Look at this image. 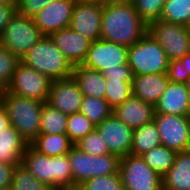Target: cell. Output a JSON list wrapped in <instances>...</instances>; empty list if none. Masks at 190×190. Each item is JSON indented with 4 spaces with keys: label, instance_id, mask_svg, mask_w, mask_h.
Masks as SVG:
<instances>
[{
    "label": "cell",
    "instance_id": "obj_1",
    "mask_svg": "<svg viewBox=\"0 0 190 190\" xmlns=\"http://www.w3.org/2000/svg\"><path fill=\"white\" fill-rule=\"evenodd\" d=\"M148 32L131 1L111 0L103 4L100 39L132 46Z\"/></svg>",
    "mask_w": 190,
    "mask_h": 190
},
{
    "label": "cell",
    "instance_id": "obj_2",
    "mask_svg": "<svg viewBox=\"0 0 190 190\" xmlns=\"http://www.w3.org/2000/svg\"><path fill=\"white\" fill-rule=\"evenodd\" d=\"M22 164L37 180L53 190L74 186L68 154L50 157L29 144L23 154Z\"/></svg>",
    "mask_w": 190,
    "mask_h": 190
},
{
    "label": "cell",
    "instance_id": "obj_3",
    "mask_svg": "<svg viewBox=\"0 0 190 190\" xmlns=\"http://www.w3.org/2000/svg\"><path fill=\"white\" fill-rule=\"evenodd\" d=\"M0 102L11 125L30 144L40 134L42 108L45 102L1 91Z\"/></svg>",
    "mask_w": 190,
    "mask_h": 190
},
{
    "label": "cell",
    "instance_id": "obj_4",
    "mask_svg": "<svg viewBox=\"0 0 190 190\" xmlns=\"http://www.w3.org/2000/svg\"><path fill=\"white\" fill-rule=\"evenodd\" d=\"M20 60L51 81L72 77L73 65L48 35H44Z\"/></svg>",
    "mask_w": 190,
    "mask_h": 190
},
{
    "label": "cell",
    "instance_id": "obj_5",
    "mask_svg": "<svg viewBox=\"0 0 190 190\" xmlns=\"http://www.w3.org/2000/svg\"><path fill=\"white\" fill-rule=\"evenodd\" d=\"M133 76L167 73L169 60L159 43L147 32L128 48Z\"/></svg>",
    "mask_w": 190,
    "mask_h": 190
},
{
    "label": "cell",
    "instance_id": "obj_6",
    "mask_svg": "<svg viewBox=\"0 0 190 190\" xmlns=\"http://www.w3.org/2000/svg\"><path fill=\"white\" fill-rule=\"evenodd\" d=\"M74 185L85 180L119 172L120 157L116 154L93 156L73 145L68 153Z\"/></svg>",
    "mask_w": 190,
    "mask_h": 190
},
{
    "label": "cell",
    "instance_id": "obj_7",
    "mask_svg": "<svg viewBox=\"0 0 190 190\" xmlns=\"http://www.w3.org/2000/svg\"><path fill=\"white\" fill-rule=\"evenodd\" d=\"M43 36L33 18L16 13L0 34V45L21 59Z\"/></svg>",
    "mask_w": 190,
    "mask_h": 190
},
{
    "label": "cell",
    "instance_id": "obj_8",
    "mask_svg": "<svg viewBox=\"0 0 190 190\" xmlns=\"http://www.w3.org/2000/svg\"><path fill=\"white\" fill-rule=\"evenodd\" d=\"M148 33L163 48L169 61L190 53V31L187 26L159 19L148 24Z\"/></svg>",
    "mask_w": 190,
    "mask_h": 190
},
{
    "label": "cell",
    "instance_id": "obj_9",
    "mask_svg": "<svg viewBox=\"0 0 190 190\" xmlns=\"http://www.w3.org/2000/svg\"><path fill=\"white\" fill-rule=\"evenodd\" d=\"M119 173L125 190H162V176L141 156L128 154L121 157Z\"/></svg>",
    "mask_w": 190,
    "mask_h": 190
},
{
    "label": "cell",
    "instance_id": "obj_10",
    "mask_svg": "<svg viewBox=\"0 0 190 190\" xmlns=\"http://www.w3.org/2000/svg\"><path fill=\"white\" fill-rule=\"evenodd\" d=\"M51 83L48 77L20 61L6 91L17 96L47 102Z\"/></svg>",
    "mask_w": 190,
    "mask_h": 190
},
{
    "label": "cell",
    "instance_id": "obj_11",
    "mask_svg": "<svg viewBox=\"0 0 190 190\" xmlns=\"http://www.w3.org/2000/svg\"><path fill=\"white\" fill-rule=\"evenodd\" d=\"M128 46L103 39L92 41L81 65L102 72L128 63Z\"/></svg>",
    "mask_w": 190,
    "mask_h": 190
},
{
    "label": "cell",
    "instance_id": "obj_12",
    "mask_svg": "<svg viewBox=\"0 0 190 190\" xmlns=\"http://www.w3.org/2000/svg\"><path fill=\"white\" fill-rule=\"evenodd\" d=\"M153 121L163 146L177 153L186 150L190 133V119L187 116L154 114Z\"/></svg>",
    "mask_w": 190,
    "mask_h": 190
},
{
    "label": "cell",
    "instance_id": "obj_13",
    "mask_svg": "<svg viewBox=\"0 0 190 190\" xmlns=\"http://www.w3.org/2000/svg\"><path fill=\"white\" fill-rule=\"evenodd\" d=\"M103 4L77 2L72 9L70 28L91 41L100 39Z\"/></svg>",
    "mask_w": 190,
    "mask_h": 190
},
{
    "label": "cell",
    "instance_id": "obj_14",
    "mask_svg": "<svg viewBox=\"0 0 190 190\" xmlns=\"http://www.w3.org/2000/svg\"><path fill=\"white\" fill-rule=\"evenodd\" d=\"M109 152L120 158L131 154L133 130L113 114L96 126Z\"/></svg>",
    "mask_w": 190,
    "mask_h": 190
},
{
    "label": "cell",
    "instance_id": "obj_15",
    "mask_svg": "<svg viewBox=\"0 0 190 190\" xmlns=\"http://www.w3.org/2000/svg\"><path fill=\"white\" fill-rule=\"evenodd\" d=\"M75 3L76 0H54L47 4L33 17L40 32L49 36L53 32L69 27Z\"/></svg>",
    "mask_w": 190,
    "mask_h": 190
},
{
    "label": "cell",
    "instance_id": "obj_16",
    "mask_svg": "<svg viewBox=\"0 0 190 190\" xmlns=\"http://www.w3.org/2000/svg\"><path fill=\"white\" fill-rule=\"evenodd\" d=\"M83 94L73 77L52 81L47 103L65 115L80 112Z\"/></svg>",
    "mask_w": 190,
    "mask_h": 190
},
{
    "label": "cell",
    "instance_id": "obj_17",
    "mask_svg": "<svg viewBox=\"0 0 190 190\" xmlns=\"http://www.w3.org/2000/svg\"><path fill=\"white\" fill-rule=\"evenodd\" d=\"M49 36L72 65L83 63L92 42L90 39L70 27L62 28Z\"/></svg>",
    "mask_w": 190,
    "mask_h": 190
},
{
    "label": "cell",
    "instance_id": "obj_18",
    "mask_svg": "<svg viewBox=\"0 0 190 190\" xmlns=\"http://www.w3.org/2000/svg\"><path fill=\"white\" fill-rule=\"evenodd\" d=\"M155 114L154 106L131 95L123 104L113 109V115L120 119L132 130L153 121Z\"/></svg>",
    "mask_w": 190,
    "mask_h": 190
},
{
    "label": "cell",
    "instance_id": "obj_19",
    "mask_svg": "<svg viewBox=\"0 0 190 190\" xmlns=\"http://www.w3.org/2000/svg\"><path fill=\"white\" fill-rule=\"evenodd\" d=\"M169 82L167 73L133 76L132 95L155 106Z\"/></svg>",
    "mask_w": 190,
    "mask_h": 190
},
{
    "label": "cell",
    "instance_id": "obj_20",
    "mask_svg": "<svg viewBox=\"0 0 190 190\" xmlns=\"http://www.w3.org/2000/svg\"><path fill=\"white\" fill-rule=\"evenodd\" d=\"M189 94L186 84L170 81L166 91L154 106L155 114L187 116Z\"/></svg>",
    "mask_w": 190,
    "mask_h": 190
},
{
    "label": "cell",
    "instance_id": "obj_21",
    "mask_svg": "<svg viewBox=\"0 0 190 190\" xmlns=\"http://www.w3.org/2000/svg\"><path fill=\"white\" fill-rule=\"evenodd\" d=\"M28 145L26 140L12 125L1 130L0 163L11 164L13 166L22 164L23 154Z\"/></svg>",
    "mask_w": 190,
    "mask_h": 190
},
{
    "label": "cell",
    "instance_id": "obj_22",
    "mask_svg": "<svg viewBox=\"0 0 190 190\" xmlns=\"http://www.w3.org/2000/svg\"><path fill=\"white\" fill-rule=\"evenodd\" d=\"M72 77L84 96L105 99L106 80L101 72L77 64L73 65Z\"/></svg>",
    "mask_w": 190,
    "mask_h": 190
},
{
    "label": "cell",
    "instance_id": "obj_23",
    "mask_svg": "<svg viewBox=\"0 0 190 190\" xmlns=\"http://www.w3.org/2000/svg\"><path fill=\"white\" fill-rule=\"evenodd\" d=\"M162 190H190V153H177L174 164L162 177Z\"/></svg>",
    "mask_w": 190,
    "mask_h": 190
},
{
    "label": "cell",
    "instance_id": "obj_24",
    "mask_svg": "<svg viewBox=\"0 0 190 190\" xmlns=\"http://www.w3.org/2000/svg\"><path fill=\"white\" fill-rule=\"evenodd\" d=\"M30 145L47 156H63L74 145L66 134H39Z\"/></svg>",
    "mask_w": 190,
    "mask_h": 190
},
{
    "label": "cell",
    "instance_id": "obj_25",
    "mask_svg": "<svg viewBox=\"0 0 190 190\" xmlns=\"http://www.w3.org/2000/svg\"><path fill=\"white\" fill-rule=\"evenodd\" d=\"M161 145L159 131L154 121L133 130L131 154L141 156Z\"/></svg>",
    "mask_w": 190,
    "mask_h": 190
},
{
    "label": "cell",
    "instance_id": "obj_26",
    "mask_svg": "<svg viewBox=\"0 0 190 190\" xmlns=\"http://www.w3.org/2000/svg\"><path fill=\"white\" fill-rule=\"evenodd\" d=\"M176 155V151L161 144L145 152L141 157L151 169L163 177L174 164Z\"/></svg>",
    "mask_w": 190,
    "mask_h": 190
},
{
    "label": "cell",
    "instance_id": "obj_27",
    "mask_svg": "<svg viewBox=\"0 0 190 190\" xmlns=\"http://www.w3.org/2000/svg\"><path fill=\"white\" fill-rule=\"evenodd\" d=\"M68 116L44 103L41 113L40 134H66Z\"/></svg>",
    "mask_w": 190,
    "mask_h": 190
},
{
    "label": "cell",
    "instance_id": "obj_28",
    "mask_svg": "<svg viewBox=\"0 0 190 190\" xmlns=\"http://www.w3.org/2000/svg\"><path fill=\"white\" fill-rule=\"evenodd\" d=\"M80 112L97 126L113 114V108L105 99L83 96Z\"/></svg>",
    "mask_w": 190,
    "mask_h": 190
},
{
    "label": "cell",
    "instance_id": "obj_29",
    "mask_svg": "<svg viewBox=\"0 0 190 190\" xmlns=\"http://www.w3.org/2000/svg\"><path fill=\"white\" fill-rule=\"evenodd\" d=\"M160 20L188 26L190 23V0H166Z\"/></svg>",
    "mask_w": 190,
    "mask_h": 190
},
{
    "label": "cell",
    "instance_id": "obj_30",
    "mask_svg": "<svg viewBox=\"0 0 190 190\" xmlns=\"http://www.w3.org/2000/svg\"><path fill=\"white\" fill-rule=\"evenodd\" d=\"M12 190H53L47 184L37 180L23 165L14 167L11 181Z\"/></svg>",
    "mask_w": 190,
    "mask_h": 190
},
{
    "label": "cell",
    "instance_id": "obj_31",
    "mask_svg": "<svg viewBox=\"0 0 190 190\" xmlns=\"http://www.w3.org/2000/svg\"><path fill=\"white\" fill-rule=\"evenodd\" d=\"M95 129L96 126L81 112L68 115L66 135L73 144L77 143Z\"/></svg>",
    "mask_w": 190,
    "mask_h": 190
},
{
    "label": "cell",
    "instance_id": "obj_32",
    "mask_svg": "<svg viewBox=\"0 0 190 190\" xmlns=\"http://www.w3.org/2000/svg\"><path fill=\"white\" fill-rule=\"evenodd\" d=\"M132 95V81L106 80L105 100L114 109Z\"/></svg>",
    "mask_w": 190,
    "mask_h": 190
},
{
    "label": "cell",
    "instance_id": "obj_33",
    "mask_svg": "<svg viewBox=\"0 0 190 190\" xmlns=\"http://www.w3.org/2000/svg\"><path fill=\"white\" fill-rule=\"evenodd\" d=\"M21 60L10 50L0 45V90L9 86L18 63Z\"/></svg>",
    "mask_w": 190,
    "mask_h": 190
},
{
    "label": "cell",
    "instance_id": "obj_34",
    "mask_svg": "<svg viewBox=\"0 0 190 190\" xmlns=\"http://www.w3.org/2000/svg\"><path fill=\"white\" fill-rule=\"evenodd\" d=\"M140 18L148 25L159 20L166 0H131Z\"/></svg>",
    "mask_w": 190,
    "mask_h": 190
},
{
    "label": "cell",
    "instance_id": "obj_35",
    "mask_svg": "<svg viewBox=\"0 0 190 190\" xmlns=\"http://www.w3.org/2000/svg\"><path fill=\"white\" fill-rule=\"evenodd\" d=\"M74 145L85 153L93 156L111 154L106 143H104V139L96 129L88 133Z\"/></svg>",
    "mask_w": 190,
    "mask_h": 190
},
{
    "label": "cell",
    "instance_id": "obj_36",
    "mask_svg": "<svg viewBox=\"0 0 190 190\" xmlns=\"http://www.w3.org/2000/svg\"><path fill=\"white\" fill-rule=\"evenodd\" d=\"M80 186L84 190H125L119 172L87 179Z\"/></svg>",
    "mask_w": 190,
    "mask_h": 190
},
{
    "label": "cell",
    "instance_id": "obj_37",
    "mask_svg": "<svg viewBox=\"0 0 190 190\" xmlns=\"http://www.w3.org/2000/svg\"><path fill=\"white\" fill-rule=\"evenodd\" d=\"M167 75L171 82L186 84L190 77V53L177 60H170Z\"/></svg>",
    "mask_w": 190,
    "mask_h": 190
},
{
    "label": "cell",
    "instance_id": "obj_38",
    "mask_svg": "<svg viewBox=\"0 0 190 190\" xmlns=\"http://www.w3.org/2000/svg\"><path fill=\"white\" fill-rule=\"evenodd\" d=\"M54 0H16L17 14L33 18L47 4Z\"/></svg>",
    "mask_w": 190,
    "mask_h": 190
},
{
    "label": "cell",
    "instance_id": "obj_39",
    "mask_svg": "<svg viewBox=\"0 0 190 190\" xmlns=\"http://www.w3.org/2000/svg\"><path fill=\"white\" fill-rule=\"evenodd\" d=\"M105 80L132 81L133 73L129 63L119 65L118 68L105 69L102 72Z\"/></svg>",
    "mask_w": 190,
    "mask_h": 190
},
{
    "label": "cell",
    "instance_id": "obj_40",
    "mask_svg": "<svg viewBox=\"0 0 190 190\" xmlns=\"http://www.w3.org/2000/svg\"><path fill=\"white\" fill-rule=\"evenodd\" d=\"M16 13V5H0V34Z\"/></svg>",
    "mask_w": 190,
    "mask_h": 190
},
{
    "label": "cell",
    "instance_id": "obj_41",
    "mask_svg": "<svg viewBox=\"0 0 190 190\" xmlns=\"http://www.w3.org/2000/svg\"><path fill=\"white\" fill-rule=\"evenodd\" d=\"M13 165L0 163V190L11 187Z\"/></svg>",
    "mask_w": 190,
    "mask_h": 190
},
{
    "label": "cell",
    "instance_id": "obj_42",
    "mask_svg": "<svg viewBox=\"0 0 190 190\" xmlns=\"http://www.w3.org/2000/svg\"><path fill=\"white\" fill-rule=\"evenodd\" d=\"M11 125L7 112L0 102V131L8 128Z\"/></svg>",
    "mask_w": 190,
    "mask_h": 190
},
{
    "label": "cell",
    "instance_id": "obj_43",
    "mask_svg": "<svg viewBox=\"0 0 190 190\" xmlns=\"http://www.w3.org/2000/svg\"><path fill=\"white\" fill-rule=\"evenodd\" d=\"M77 2H83V3H100V4H104L108 1L111 0H76Z\"/></svg>",
    "mask_w": 190,
    "mask_h": 190
},
{
    "label": "cell",
    "instance_id": "obj_44",
    "mask_svg": "<svg viewBox=\"0 0 190 190\" xmlns=\"http://www.w3.org/2000/svg\"><path fill=\"white\" fill-rule=\"evenodd\" d=\"M56 190H84L80 185H74L72 187H63Z\"/></svg>",
    "mask_w": 190,
    "mask_h": 190
},
{
    "label": "cell",
    "instance_id": "obj_45",
    "mask_svg": "<svg viewBox=\"0 0 190 190\" xmlns=\"http://www.w3.org/2000/svg\"><path fill=\"white\" fill-rule=\"evenodd\" d=\"M0 5H16V0H0Z\"/></svg>",
    "mask_w": 190,
    "mask_h": 190
},
{
    "label": "cell",
    "instance_id": "obj_46",
    "mask_svg": "<svg viewBox=\"0 0 190 190\" xmlns=\"http://www.w3.org/2000/svg\"><path fill=\"white\" fill-rule=\"evenodd\" d=\"M186 152L190 153V133H189V138H188V142H187V146H186Z\"/></svg>",
    "mask_w": 190,
    "mask_h": 190
},
{
    "label": "cell",
    "instance_id": "obj_47",
    "mask_svg": "<svg viewBox=\"0 0 190 190\" xmlns=\"http://www.w3.org/2000/svg\"><path fill=\"white\" fill-rule=\"evenodd\" d=\"M187 117L190 119V94H189V104H188V110H187Z\"/></svg>",
    "mask_w": 190,
    "mask_h": 190
},
{
    "label": "cell",
    "instance_id": "obj_48",
    "mask_svg": "<svg viewBox=\"0 0 190 190\" xmlns=\"http://www.w3.org/2000/svg\"><path fill=\"white\" fill-rule=\"evenodd\" d=\"M186 87H187V90L189 91L190 93V77L188 78L187 82H186Z\"/></svg>",
    "mask_w": 190,
    "mask_h": 190
},
{
    "label": "cell",
    "instance_id": "obj_49",
    "mask_svg": "<svg viewBox=\"0 0 190 190\" xmlns=\"http://www.w3.org/2000/svg\"><path fill=\"white\" fill-rule=\"evenodd\" d=\"M1 190H12L11 187L5 188V189H1Z\"/></svg>",
    "mask_w": 190,
    "mask_h": 190
}]
</instances>
